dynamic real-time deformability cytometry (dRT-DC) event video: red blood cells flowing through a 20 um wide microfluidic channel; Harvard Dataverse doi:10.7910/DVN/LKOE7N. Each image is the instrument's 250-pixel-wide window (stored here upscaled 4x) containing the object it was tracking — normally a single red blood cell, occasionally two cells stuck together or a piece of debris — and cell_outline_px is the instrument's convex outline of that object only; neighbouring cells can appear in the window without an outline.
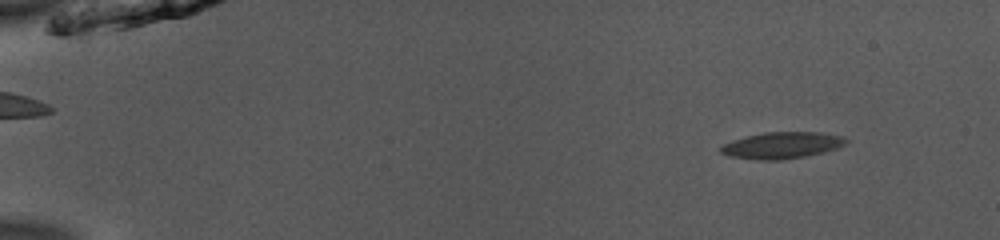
{"species": "common noctule bat (a hibernating species)", "species_latin": "Nyctalus noctula", "temperature_condition": "room temperature", "stored_images_in_passage": 53, "camera_frame_rate_fps": 3000, "um_per_image_px": 0.085, "animal": {"sex": "male", "body_mass_g": 13.0, "forearm_length_mm": 53.1}, "frame": {"image": 1, "passage_image": 6, "time_ms": 1.667, "image_size_px": [1000, 240], "cell_outline_px": [[848, 140], [844, 144], [836, 148], [824, 152], [804, 156], [780, 160], [760, 160], [732, 156], [720, 152], [720, 148], [724, 144], [748, 136], [764, 132], [820, 132], [844, 136]], "centroid_in_image_um": [66.51, 12.34], "position_along_channel_um": 18.5, "area_um2": 19.02}}
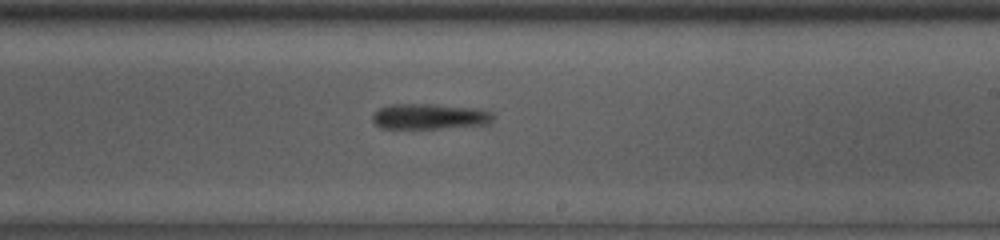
{"frame": {"image": 2, "passage_image": 33, "time_ms": 10.667, "image_size_px": [1000, 240], "cell_outline_px": [[492, 120], [484, 124], [436, 128], [380, 128], [372, 120], [372, 116], [380, 108], [392, 104], [432, 104], [476, 108], [492, 112]], "centroid_in_image_um": [36.47, 9.89], "position_along_channel_um": 252.5, "area_um2": 17.57}}
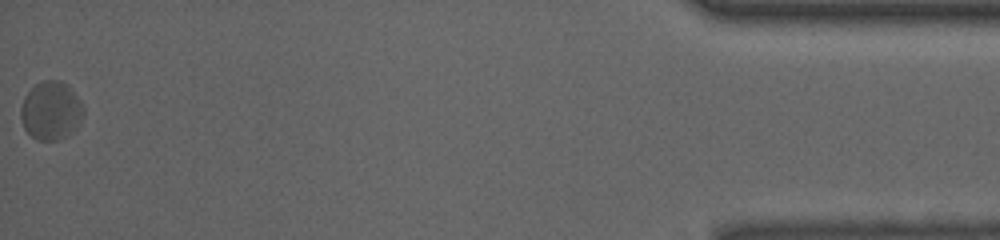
{"frame": {"image": 3, "passage_image": 53, "time_ms": 17.333, "image_size_px": [1000, 240], "cell_outline_px": [[84, 112], [76, 128], [68, 136], [56, 140], [36, 140], [24, 128], [20, 116], [20, 108], [24, 96], [36, 84], [44, 80], [60, 80], [80, 100], [84, 108]], "centroid_in_image_um": [4.31, 9.43], "position_along_channel_um": 430.9, "area_um2": 21.15}, "authors_computed_cell_mechanics": {"area_um2": 18.6694, "velocity_mm_per_s": 3.8889, "shape_relaxation_time_tau1_ms": 2.432, "shape_relaxation_time_tau2_ms": 4.4499, "deformation_change_tau1": 0.0997, "deformation_change_tau2": 0.0997}}